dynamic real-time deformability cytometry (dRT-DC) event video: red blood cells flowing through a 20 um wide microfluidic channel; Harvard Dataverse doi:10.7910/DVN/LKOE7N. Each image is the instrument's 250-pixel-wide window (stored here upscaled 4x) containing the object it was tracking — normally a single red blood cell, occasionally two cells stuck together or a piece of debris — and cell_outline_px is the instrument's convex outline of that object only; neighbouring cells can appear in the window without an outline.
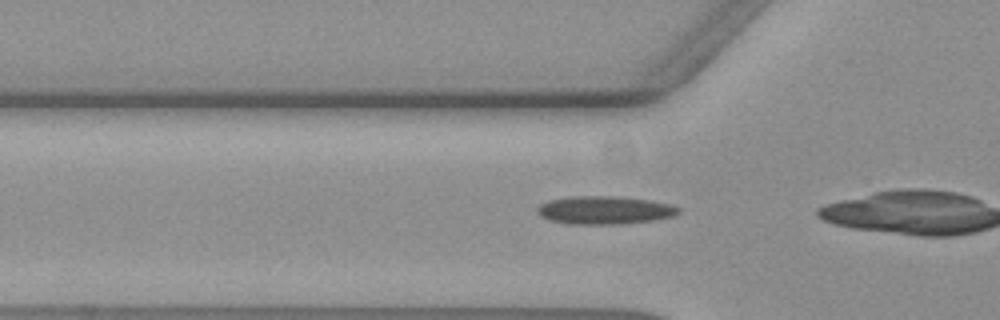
{"species": "common noctule bat (a hibernating species)", "species_latin": "Nyctalus noctula", "temperature_condition": "warm", "stored_images_in_passage": 34, "camera_frame_rate_fps": 3000, "um_per_image_px": 0.085, "animal": {"sex": "female", "body_mass_g": 19.3, "forearm_length_mm": 54.1}, "frame": {"image": 1, "passage_image": 15, "time_ms": 4.667, "image_size_px": [1000, 320], "cell_outline_px": [[680, 212], [672, 216], [652, 220], [616, 224], [572, 224], [548, 220], [540, 216], [536, 212], [536, 208], [540, 204], [548, 200], [572, 196], [616, 196], [648, 200], [668, 204], [680, 208]], "centroid_in_image_um": [51.32, 17.86], "position_along_channel_um": 74.5, "area_um2": 23.0}}
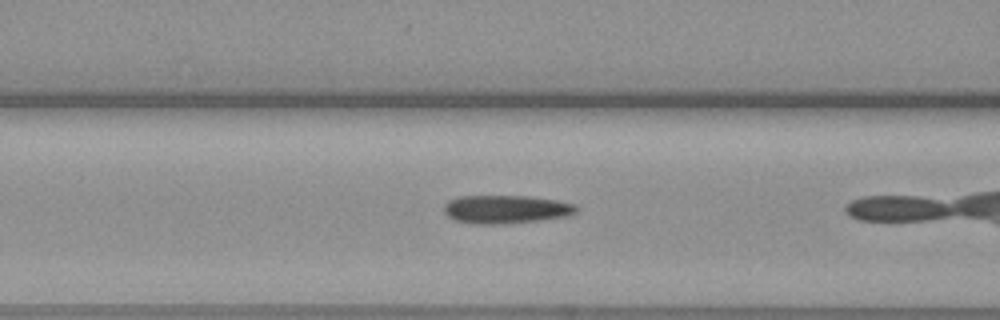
{"frame": {"image": 2, "passage_image": 19, "time_ms": 6.0, "image_size_px": [1000, 320], "cell_outline_px": [[580, 208], [576, 212], [568, 216], [536, 220], [500, 224], [476, 224], [456, 220], [448, 216], [444, 212], [444, 204], [448, 200], [460, 196], [528, 196], [556, 200], [576, 204]], "centroid_in_image_um": [43.01, 17.78], "position_along_channel_um": 123.6, "area_um2": 21.79}}
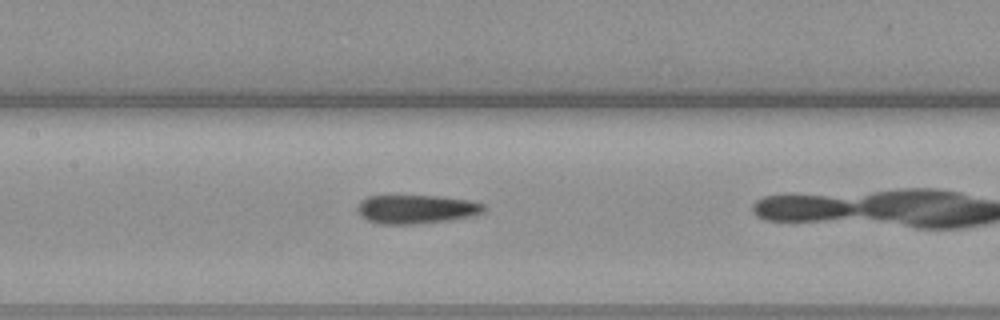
{"frame": {"image": 3, "passage_image": 23, "time_ms": 7.333, "image_size_px": [1000, 320], "cell_outline_px": [[484, 212], [472, 216], [448, 220], [416, 224], [380, 224], [368, 220], [360, 216], [356, 208], [360, 200], [368, 196], [436, 196], [468, 200], [484, 204]], "centroid_in_image_um": [35.35, 17.78], "position_along_channel_um": 172.1, "area_um2": 21.15}}